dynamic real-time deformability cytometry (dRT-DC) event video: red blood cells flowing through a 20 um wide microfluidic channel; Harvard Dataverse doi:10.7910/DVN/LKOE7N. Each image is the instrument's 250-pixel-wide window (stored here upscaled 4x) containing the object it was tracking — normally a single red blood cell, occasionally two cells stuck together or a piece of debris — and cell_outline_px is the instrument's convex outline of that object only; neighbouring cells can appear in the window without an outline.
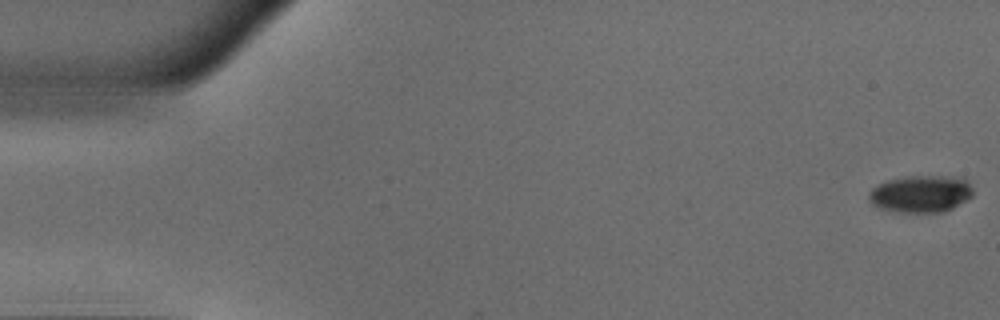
{"species": "common noctule bat (a hibernating species)", "species_latin": "Nyctalus noctula", "temperature_condition": "warm", "stored_images_in_passage": 50, "camera_frame_rate_fps": 3000, "um_per_image_px": 0.085, "animal": {"sex": "male", "body_mass_g": 18.8}, "frame": {"image": 1, "passage_image": 1, "time_ms": 0.0, "image_size_px": [1000, 320], "cell_outline_px": [[972, 196], [952, 208], [940, 212], [900, 212], [880, 208], [872, 204], [868, 200], [868, 192], [876, 184], [888, 180], [908, 176], [964, 176], [972, 188]], "centroid_in_image_um": [78.26, 16.46], "position_along_channel_um": 6.7, "area_um2": 22.66}}
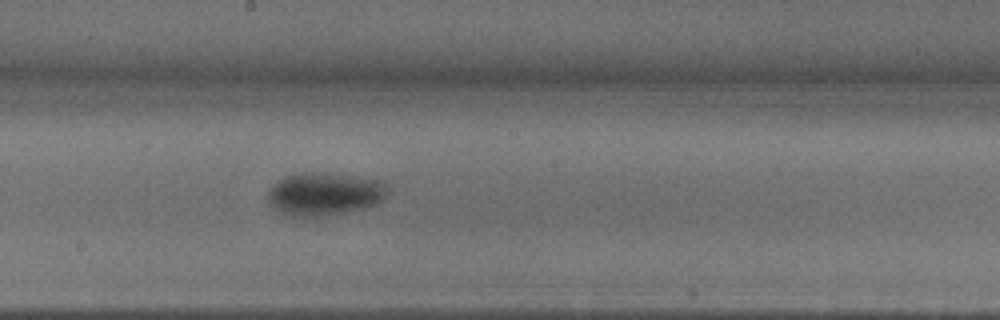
{"frame": {"image": 2, "passage_image": 28, "time_ms": 9.0, "image_size_px": [1000, 320], "cell_outline_px": [[388, 192], [376, 204], [364, 208], [328, 216], [288, 216], [276, 212], [268, 200], [268, 192], [280, 180], [288, 176], [304, 172], [320, 172], [384, 180], [388, 188]], "centroid_in_image_um": [27.6, 16.5], "position_along_channel_um": 220.6, "area_um2": 29.94}}
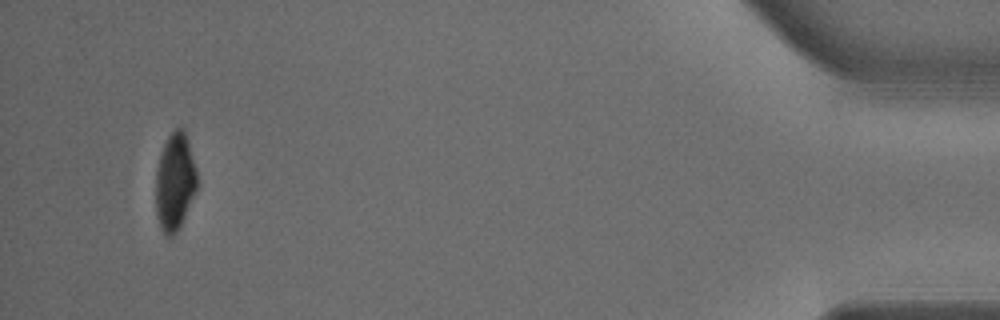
{"frame": {"image": 3, "passage_image": 49, "time_ms": 16.0, "image_size_px": [1000, 320], "cell_outline_px": [[200, 180], [196, 192], [180, 228], [172, 236], [164, 236], [160, 228], [156, 216], [156, 172], [160, 156], [164, 144], [168, 136], [176, 128], [184, 128]], "centroid_in_image_um": [14.89, 15.5], "position_along_channel_um": 420.3, "area_um2": 23.87}, "authors_computed_cell_mechanics": {"area_um2": 26.877, "velocity_mm_per_s": 3.9596, "shape_relaxation_time_tau1_ms": 3.8049, "shape_relaxation_time_tau2_ms": 4.467, "deformation_change_tau1": 0.1443, "deformation_change_tau2": 0.0549}}